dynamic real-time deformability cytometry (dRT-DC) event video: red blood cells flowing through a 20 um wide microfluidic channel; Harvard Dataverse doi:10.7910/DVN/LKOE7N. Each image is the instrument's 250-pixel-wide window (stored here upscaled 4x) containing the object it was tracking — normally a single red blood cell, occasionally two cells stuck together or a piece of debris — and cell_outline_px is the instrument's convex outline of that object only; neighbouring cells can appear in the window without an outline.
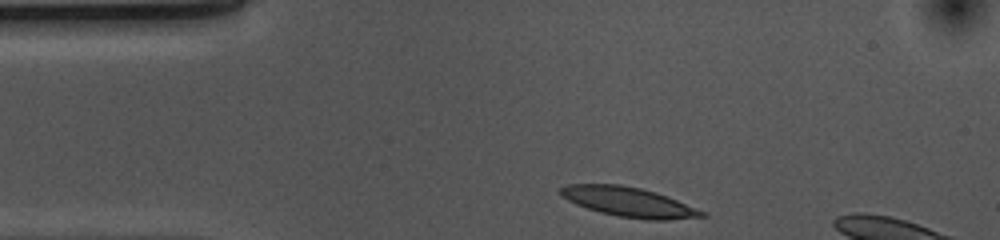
{"species": "common noctule bat (a hibernating species)", "species_latin": "Nyctalus noctula", "temperature_condition": "cold", "stored_images_in_passage": 6, "camera_frame_rate_fps": 3000, "um_per_image_px": 0.085, "animal": {"sex": "female", "body_mass_g": 10.0, "forearm_length_mm": 53.1}, "frame": {"image": 1, "passage_image": 1, "time_ms": 0.0, "image_size_px": [1000, 240], "cell_outline_px": [[708, 216], [668, 220], [644, 220], [620, 216], [600, 212], [576, 204], [560, 196], [560, 188], [568, 184], [620, 184], [640, 188], [656, 192], [708, 212]], "centroid_in_image_um": [53.48, 17.17], "position_along_channel_um": 31.5, "area_um2": 24.45}}